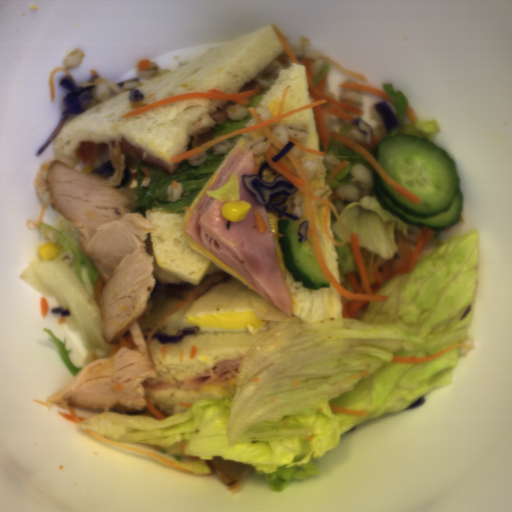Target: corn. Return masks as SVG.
<instances>
[{
  "instance_id": "f1292c28",
  "label": "corn",
  "mask_w": 512,
  "mask_h": 512,
  "mask_svg": "<svg viewBox=\"0 0 512 512\" xmlns=\"http://www.w3.org/2000/svg\"><path fill=\"white\" fill-rule=\"evenodd\" d=\"M61 247L56 242H47L38 250V255L43 261L52 260L60 252Z\"/></svg>"
},
{
  "instance_id": "51d56268",
  "label": "corn",
  "mask_w": 512,
  "mask_h": 512,
  "mask_svg": "<svg viewBox=\"0 0 512 512\" xmlns=\"http://www.w3.org/2000/svg\"><path fill=\"white\" fill-rule=\"evenodd\" d=\"M221 215L230 222H240L245 220L246 216L252 209L251 202L245 200L228 201L222 206Z\"/></svg>"
}]
</instances>
